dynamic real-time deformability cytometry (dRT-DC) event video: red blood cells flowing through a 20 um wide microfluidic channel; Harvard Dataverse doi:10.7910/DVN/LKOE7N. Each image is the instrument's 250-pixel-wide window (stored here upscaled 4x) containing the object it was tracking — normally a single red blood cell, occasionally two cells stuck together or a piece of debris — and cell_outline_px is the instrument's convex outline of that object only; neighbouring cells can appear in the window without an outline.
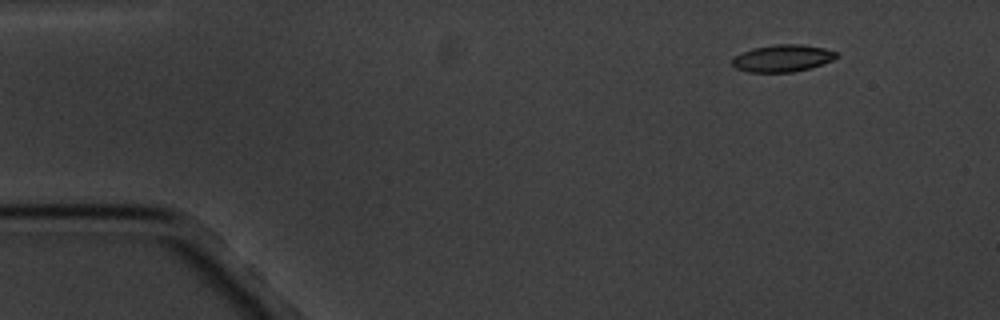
{"species": "common noctule bat (a hibernating species)", "species_latin": "Nyctalus noctula", "temperature_condition": "cold", "stored_images_in_passage": 3, "camera_frame_rate_fps": 3000, "um_per_image_px": 0.085, "animal": {"sex": "male", "body_mass_g": 20.1, "forearm_length_mm": 53.5}, "frame": {"image": 1, "passage_image": 1, "time_ms": 0.0, "image_size_px": [1000, 320], "cell_outline_px": [[840, 56], [832, 60], [808, 68], [792, 72], [748, 72], [736, 68], [732, 64], [732, 60], [736, 56], [752, 48], [776, 44], [800, 44], [824, 48], [836, 52]], "centroid_in_image_um": [66.52, 4.94], "position_along_channel_um": 18.5, "area_um2": 16.24}}
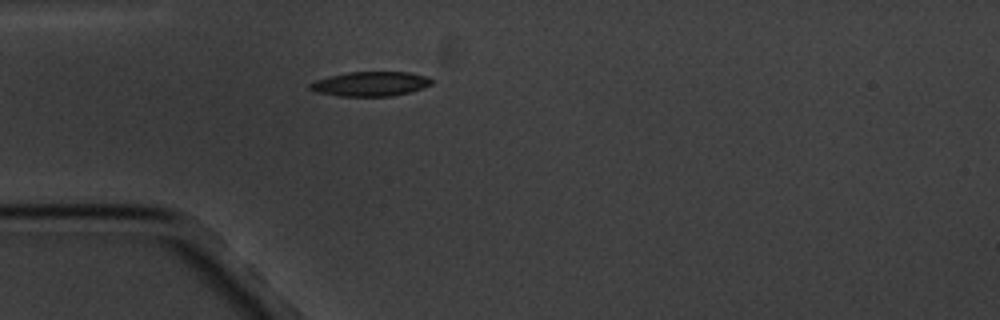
{"frame": {"image": 2, "passage_image": 3, "time_ms": 3.333, "image_size_px": [1000, 320], "cell_outline_px": [[432, 84], [408, 92], [392, 96], [340, 96], [316, 92], [308, 88], [308, 84], [316, 80], [328, 76], [344, 72], [412, 72], [428, 76], [432, 80]], "centroid_in_image_um": [31.46, 7.12], "position_along_channel_um": 53.5, "area_um2": 17.46}}